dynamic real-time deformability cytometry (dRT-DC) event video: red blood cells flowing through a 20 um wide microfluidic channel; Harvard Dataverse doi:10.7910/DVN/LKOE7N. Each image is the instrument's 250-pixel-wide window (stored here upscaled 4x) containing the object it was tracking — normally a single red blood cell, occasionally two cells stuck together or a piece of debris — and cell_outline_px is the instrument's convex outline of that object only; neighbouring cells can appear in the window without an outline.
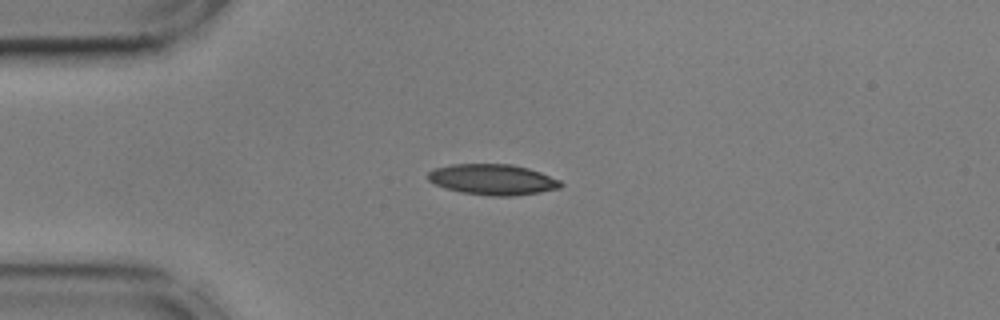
{"species": "common noctule bat (a hibernating species)", "species_latin": "Nyctalus noctula", "temperature_condition": "cold", "stored_images_in_passage": 41, "camera_frame_rate_fps": 3000, "um_per_image_px": 0.085, "animal": {"sex": "male", "body_mass_g": 17.9, "forearm_length_mm": 54.2}, "frame": {"image": 1, "passage_image": 1, "time_ms": 0.0, "image_size_px": [1000, 320], "cell_outline_px": [[564, 184], [560, 188], [540, 192], [512, 196], [488, 196], [460, 192], [436, 184], [428, 180], [428, 172], [432, 168], [452, 164], [512, 164], [528, 168], [540, 172], [560, 180]], "centroid_in_image_um": [41.89, 15.26], "position_along_channel_um": 43.1, "area_um2": 23.81}}
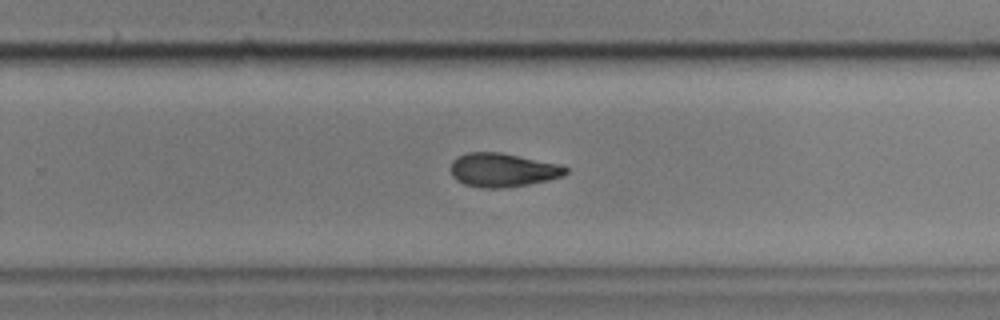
{"frame": {"image": 2, "passage_image": 23, "time_ms": 7.333, "image_size_px": [1000, 320], "cell_outline_px": [[568, 172], [564, 176], [548, 180], [528, 184], [504, 188], [480, 188], [464, 184], [456, 180], [452, 176], [452, 160], [456, 156], [468, 152], [500, 152], [560, 164], [568, 168]], "centroid_in_image_um": [42.73, 14.45], "position_along_channel_um": 287.1, "area_um2": 22.77}}
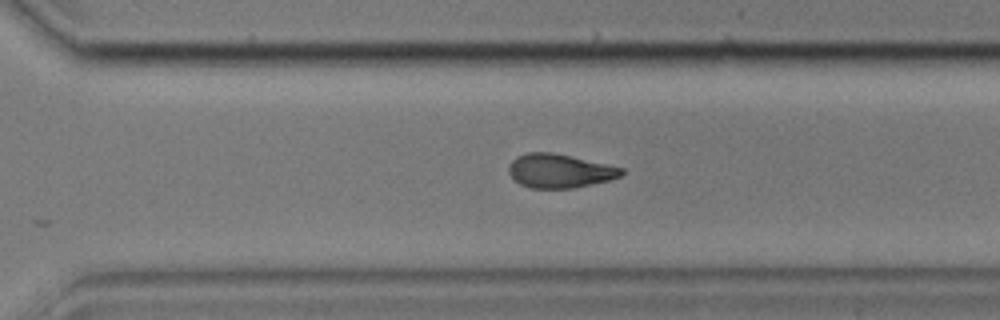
{"frame": {"image": 3, "passage_image": 26, "time_ms": 8.333, "image_size_px": [1000, 320], "cell_outline_px": [[624, 172], [620, 176], [612, 180], [572, 188], [532, 188], [520, 184], [508, 172], [508, 164], [516, 156], [528, 152], [552, 152], [624, 168]], "centroid_in_image_um": [47.56, 14.52], "position_along_channel_um": 323.0, "area_um2": 22.2}, "authors_computed_cell_mechanics": {"area_um2": 23.12, "velocity_mm_per_s": 3.6004, "shape_relaxation_time_tau1_ms": 5.4419, "shape_relaxation_time_tau2_ms": 3.9133, "deformation_change_tau1": 0.1537, "deformation_change_tau2": 0.0996}}